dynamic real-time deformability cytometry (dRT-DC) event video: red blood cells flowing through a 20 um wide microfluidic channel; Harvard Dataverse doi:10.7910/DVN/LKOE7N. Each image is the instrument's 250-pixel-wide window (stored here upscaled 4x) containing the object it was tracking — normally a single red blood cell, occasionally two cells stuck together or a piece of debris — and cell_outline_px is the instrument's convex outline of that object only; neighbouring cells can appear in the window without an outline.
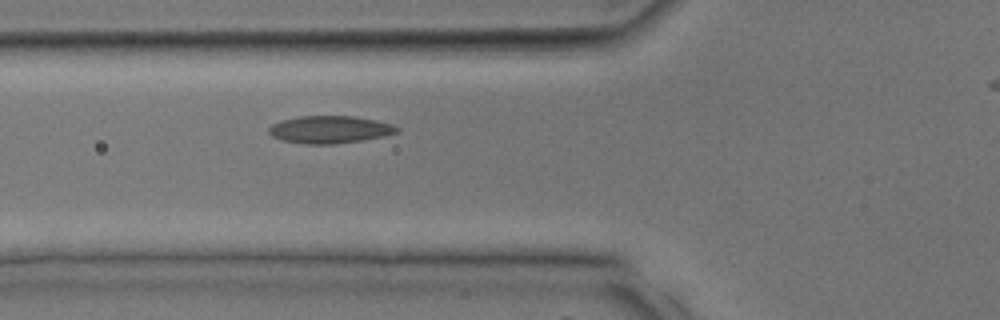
{"species": "common noctule bat (a hibernating species)", "species_latin": "Nyctalus noctula", "temperature_condition": "room temperature", "stored_images_in_passage": 6, "camera_frame_rate_fps": 3000, "um_per_image_px": 0.085, "animal": {"sex": "male", "body_mass_g": 17.9, "forearm_length_mm": 54.2}, "frame": {"image": 1, "passage_image": 2, "time_ms": 0.333, "image_size_px": [1000, 320], "cell_outline_px": [[400, 132], [384, 136], [364, 140], [336, 144], [304, 144], [280, 140], [272, 136], [268, 132], [268, 128], [272, 124], [280, 120], [300, 116], [352, 116], [376, 120], [392, 124], [400, 128]], "centroid_in_image_um": [28.03, 11.02], "position_along_channel_um": 97.8, "area_um2": 20.75}}